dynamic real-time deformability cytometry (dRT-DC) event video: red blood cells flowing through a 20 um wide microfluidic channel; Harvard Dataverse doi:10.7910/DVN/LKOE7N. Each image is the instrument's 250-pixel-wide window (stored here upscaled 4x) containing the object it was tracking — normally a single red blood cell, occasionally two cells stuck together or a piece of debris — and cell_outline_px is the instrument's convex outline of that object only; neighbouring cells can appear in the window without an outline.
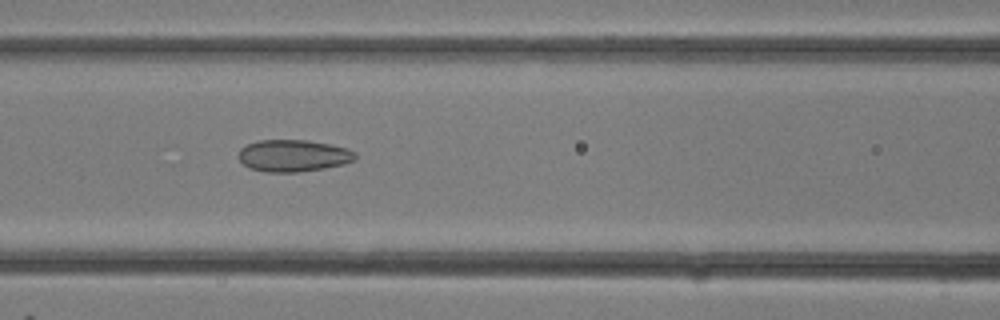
{"species": "common noctule bat (a hibernating species)", "species_latin": "Nyctalus noctula", "temperature_condition": "room temperature", "stored_images_in_passage": 26, "camera_frame_rate_fps": 3000, "um_per_image_px": 0.085, "animal": {"sex": "female"}, "frame": {"image": 1, "passage_image": 8, "time_ms": 2.333, "image_size_px": [1000, 320], "cell_outline_px": [[356, 160], [344, 164], [324, 168], [296, 172], [268, 172], [248, 168], [236, 156], [240, 148], [248, 144], [260, 140], [308, 140], [348, 148], [356, 152]], "centroid_in_image_um": [24.93, 13.23], "position_along_channel_um": 141.7, "area_um2": 21.85}}
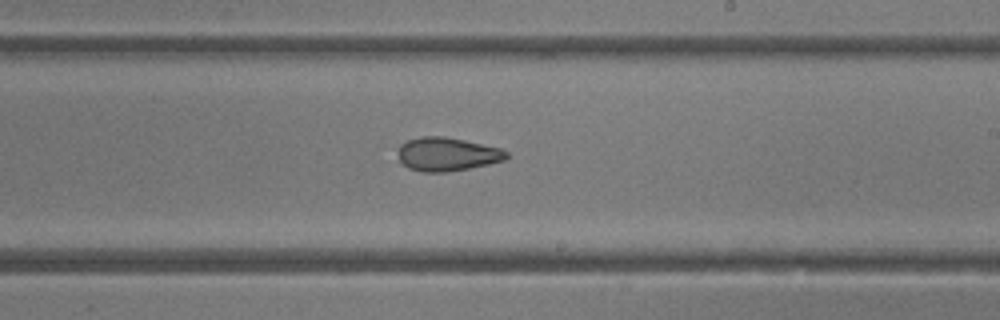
{"frame": {"image": 2, "passage_image": 13, "time_ms": 4.0, "image_size_px": [1000, 320], "cell_outline_px": [[508, 156], [504, 160], [488, 164], [468, 168], [444, 172], [424, 172], [408, 168], [400, 160], [396, 148], [400, 144], [408, 140], [420, 136], [444, 136], [464, 140], [500, 148], [508, 152]], "centroid_in_image_um": [37.97, 13.09], "position_along_channel_um": 251.0, "area_um2": 21.15}}
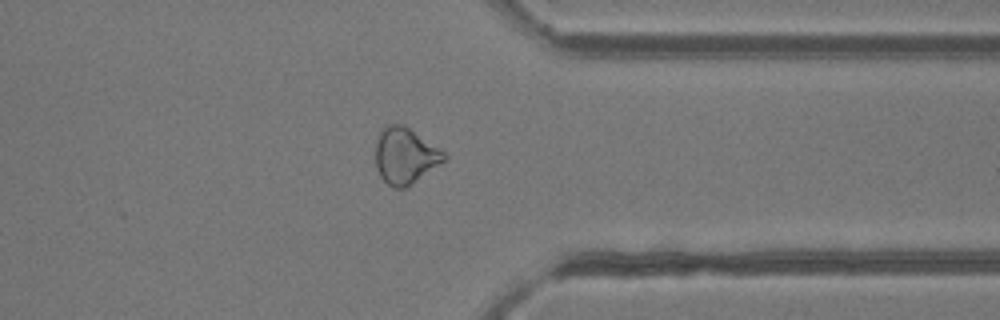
{"frame": {"image": 3, "passage_image": 19, "time_ms": 6.0, "image_size_px": [1000, 320], "cell_outline_px": [[448, 160], [404, 188], [392, 188], [380, 176], [376, 168], [376, 140], [380, 132], [388, 124], [404, 124], [444, 152], [448, 156]], "centroid_in_image_um": [34.45, 13.24], "position_along_channel_um": 377.0, "area_um2": 22.37}}